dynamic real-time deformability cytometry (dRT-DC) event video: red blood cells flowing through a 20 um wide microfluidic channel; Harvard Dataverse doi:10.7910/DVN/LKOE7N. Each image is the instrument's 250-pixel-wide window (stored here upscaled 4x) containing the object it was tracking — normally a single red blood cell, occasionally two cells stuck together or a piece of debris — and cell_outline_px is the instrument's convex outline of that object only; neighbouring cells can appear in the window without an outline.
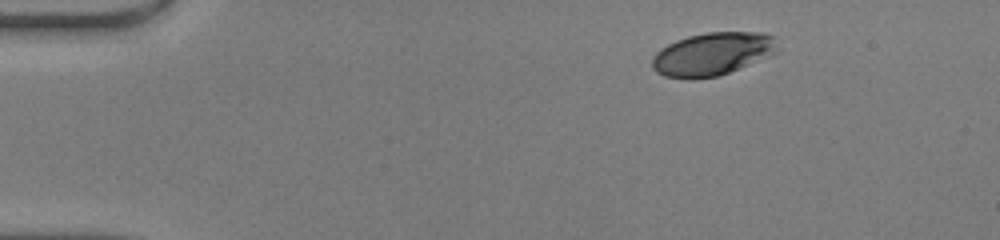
{"species": "human", "species_latin": "Homo sapiens", "temperature_condition": "warm", "stored_images_in_passage": 42, "camera_frame_rate_fps": 3000, "um_per_image_px": 0.085, "donor": {"sex": "male"}, "frame": {"image": 1, "passage_image": 1, "time_ms": 0.0, "image_size_px": [1000, 240], "cell_outline_px": [[776, 52], [772, 56], [728, 72], [716, 76], [664, 76], [656, 72], [652, 68], [652, 56], [660, 48], [676, 40], [688, 36], [708, 32], [764, 32], [776, 36]], "centroid_in_image_um": [60.6, 4.54], "position_along_channel_um": 24.4, "area_um2": 30.98}}
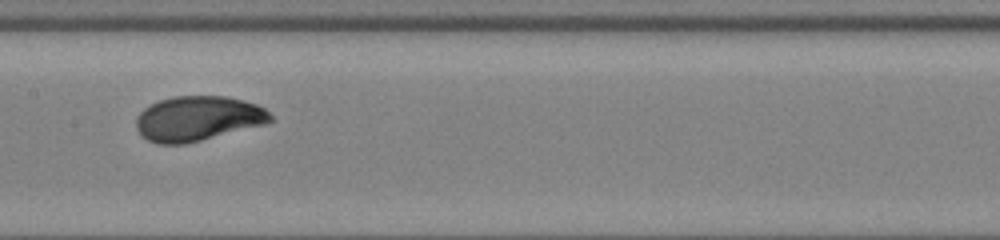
{"frame": {"image": 2, "passage_image": 19, "time_ms": 6.0, "image_size_px": [1000, 240], "cell_outline_px": [[272, 120], [264, 124], [184, 144], [156, 144], [140, 136], [136, 128], [136, 116], [144, 108], [160, 100], [172, 96], [228, 96], [244, 100], [256, 104], [264, 108], [272, 116]], "centroid_in_image_um": [16.78, 10.07], "position_along_channel_um": 190.6, "area_um2": 35.03}}
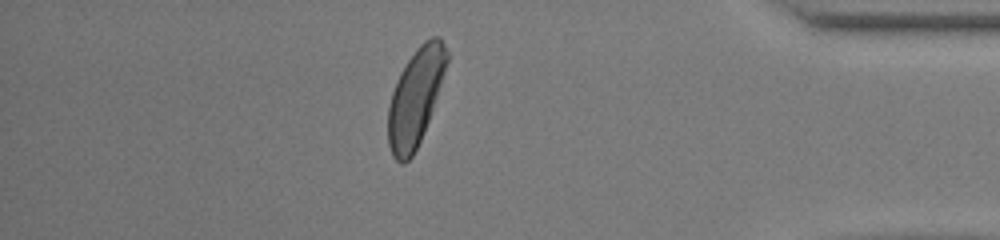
{"frame": {"image": 3, "passage_image": 36, "time_ms": 11.667, "image_size_px": [1000, 240], "cell_outline_px": [[448, 60], [428, 120], [420, 140], [412, 156], [404, 164], [400, 164], [392, 156], [388, 144], [388, 108], [392, 92], [400, 72], [416, 48], [424, 40], [432, 36], [440, 36], [448, 52]], "centroid_in_image_um": [35.29, 8.26], "position_along_channel_um": 399.9, "area_um2": 32.71}, "authors_computed_cell_mechanics": {"area_um2": 34.1598, "velocity_mm_per_s": 4.287, "shape_relaxation_time_tau1_ms": 2.3407, "shape_relaxation_time_tau2_ms": null, "deformation_change_tau1": 0.1555, "deformation_change_tau2": null}}